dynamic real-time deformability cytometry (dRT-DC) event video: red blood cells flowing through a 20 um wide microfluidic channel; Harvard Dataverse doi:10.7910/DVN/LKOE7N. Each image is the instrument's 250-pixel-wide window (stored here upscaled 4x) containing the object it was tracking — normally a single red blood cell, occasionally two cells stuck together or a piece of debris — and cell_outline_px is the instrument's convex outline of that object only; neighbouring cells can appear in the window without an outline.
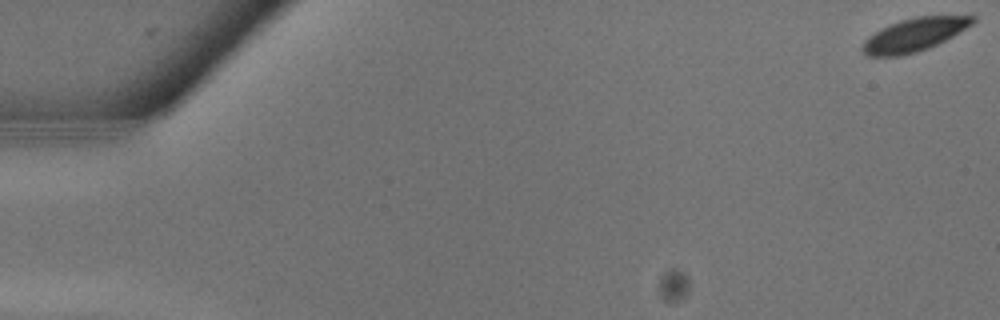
{"species": "common noctule bat (a hibernating species)", "species_latin": "Nyctalus noctula", "temperature_condition": "warm", "stored_images_in_passage": 15, "camera_frame_rate_fps": 3000, "um_per_image_px": 0.085, "animal": {"sex": "male", "body_mass_g": 13.3}, "frame": {"image": 1, "passage_image": 1, "time_ms": 0.0, "image_size_px": [1000, 320], "cell_outline_px": [[976, 20], [972, 24], [952, 36], [928, 48], [916, 52], [900, 56], [868, 56], [860, 52], [860, 44], [868, 36], [900, 20], [916, 16], [976, 16]], "centroid_in_image_um": [77.66, 2.97], "position_along_channel_um": 7.3, "area_um2": 21.1}}
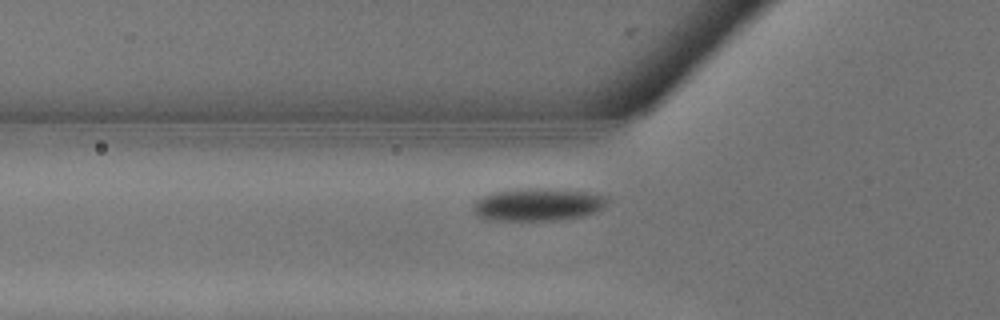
{"frame": {"image": 2, "passage_image": 11, "time_ms": 3.333, "image_size_px": [1000, 320], "cell_outline_px": [[608, 200], [596, 212], [580, 216], [560, 220], [484, 220], [476, 216], [472, 208], [476, 200], [492, 192], [516, 188], [568, 188], [608, 196]], "centroid_in_image_um": [45.69, 17.36], "position_along_channel_um": 80.1, "area_um2": 26.01}}
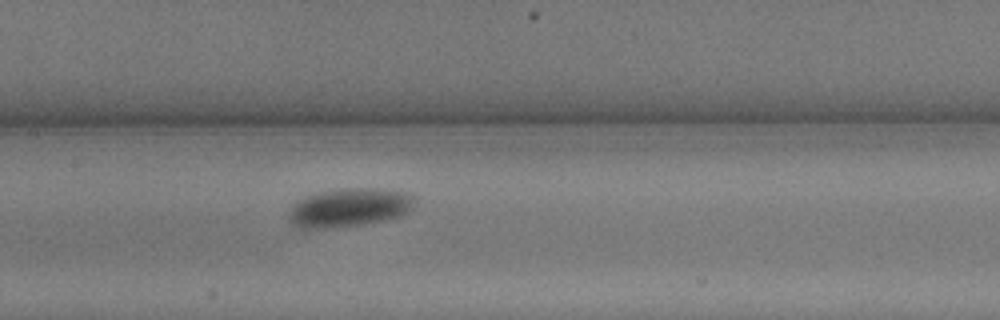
{"frame": {"image": 3, "passage_image": 15, "time_ms": 4.667, "image_size_px": [1000, 320], "cell_outline_px": [[416, 200], [408, 212], [400, 216], [384, 220], [360, 224], [332, 228], [300, 228], [292, 224], [288, 220], [288, 212], [292, 204], [296, 200], [304, 196], [316, 192], [340, 188], [384, 188], [408, 192], [416, 196]], "centroid_in_image_um": [29.67, 17.62], "position_along_channel_um": 177.7, "area_um2": 28.9}}